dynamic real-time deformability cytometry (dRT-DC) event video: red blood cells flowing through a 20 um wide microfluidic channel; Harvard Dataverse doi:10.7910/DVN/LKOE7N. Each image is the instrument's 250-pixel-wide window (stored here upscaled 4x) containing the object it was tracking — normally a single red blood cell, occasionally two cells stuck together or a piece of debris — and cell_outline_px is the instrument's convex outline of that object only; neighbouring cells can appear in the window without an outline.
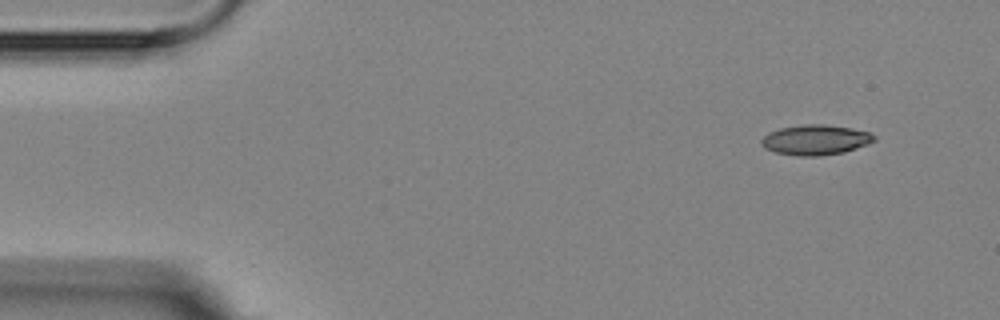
{"species": "Egyptian fruit bat (a non-hibernating species)", "species_latin": "Rousettus aegyptiacus", "temperature_condition": "room temperature", "stored_images_in_passage": 5, "camera_frame_rate_fps": 3000, "um_per_image_px": 0.085, "animal": {"sex": "female"}, "frame": {"image": 1, "passage_image": 1, "time_ms": 0.0, "image_size_px": [1000, 320], "cell_outline_px": [[876, 140], [868, 144], [844, 152], [820, 156], [800, 156], [776, 152], [764, 148], [760, 144], [760, 140], [768, 132], [780, 128], [804, 124], [820, 124], [852, 128], [868, 132], [876, 136]], "centroid_in_image_um": [69.3, 11.89], "position_along_channel_um": 15.7, "area_um2": 19.83}}